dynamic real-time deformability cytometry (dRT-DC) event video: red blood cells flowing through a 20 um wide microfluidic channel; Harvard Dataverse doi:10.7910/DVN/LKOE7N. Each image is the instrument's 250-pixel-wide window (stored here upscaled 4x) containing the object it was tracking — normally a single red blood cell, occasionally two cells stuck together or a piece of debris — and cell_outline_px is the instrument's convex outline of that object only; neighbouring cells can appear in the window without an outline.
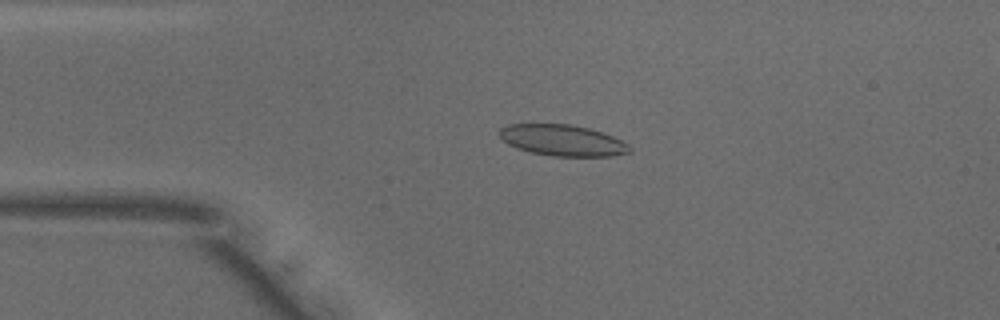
{"species": "common noctule bat (a hibernating species)", "species_latin": "Nyctalus noctula", "temperature_condition": "warm", "stored_images_in_passage": 50, "camera_frame_rate_fps": 3000, "um_per_image_px": 0.085, "animal": {"sex": "male", "body_mass_g": 18.8}, "frame": {"image": 1, "passage_image": 11, "time_ms": 3.333, "image_size_px": [1000, 320], "cell_outline_px": [[632, 152], [612, 156], [552, 156], [532, 152], [516, 148], [508, 144], [500, 136], [500, 128], [508, 124], [568, 124], [588, 128], [612, 136], [628, 144], [632, 148]], "centroid_in_image_um": [47.82, 11.93], "position_along_channel_um": 37.2, "area_um2": 23.47}}
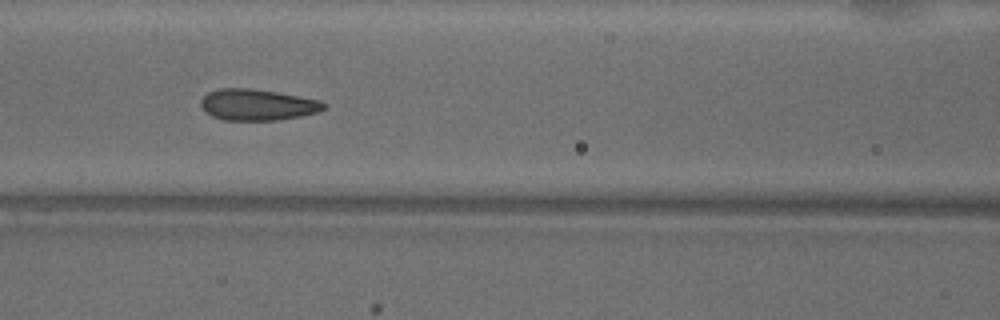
{"frame": {"image": 2, "passage_image": 21, "time_ms": 6.667, "image_size_px": [1000, 320], "cell_outline_px": [[328, 104], [324, 108], [316, 112], [300, 116], [276, 120], [224, 120], [212, 116], [200, 104], [200, 100], [208, 92], [220, 88], [248, 88], [276, 92], [320, 100]], "centroid_in_image_um": [21.87, 8.9], "position_along_channel_um": 144.7, "area_um2": 22.14}}
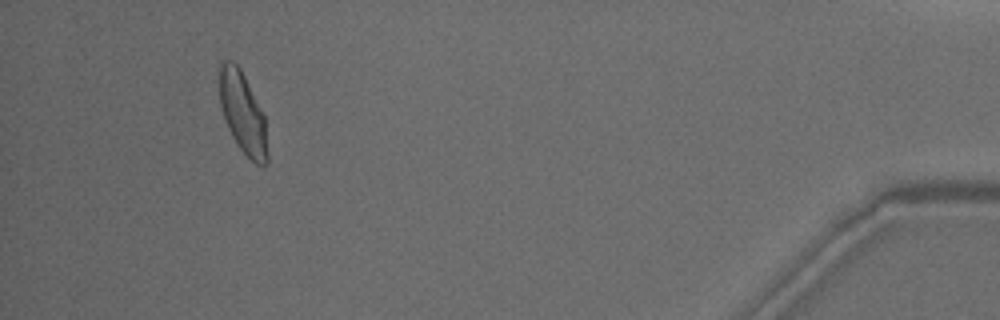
{"frame": {"image": 3, "passage_image": 47, "time_ms": 15.333, "image_size_px": [1000, 320], "cell_outline_px": [[268, 164], [264, 168], [256, 164], [240, 148], [232, 136], [224, 120], [220, 104], [216, 76], [216, 68], [220, 60], [232, 60], [240, 68], [264, 116], [268, 152]], "centroid_in_image_um": [20.57, 9.54], "position_along_channel_um": 414.6, "area_um2": 23.29}, "authors_computed_cell_mechanics": {"area_um2": 22.9177, "velocity_mm_per_s": 3.9448, "shape_relaxation_time_tau1_ms": 6.4025, "shape_relaxation_time_tau2_ms": 0.798, "deformation_change_tau1": 0.1597, "deformation_change_tau2": 0.0608}}